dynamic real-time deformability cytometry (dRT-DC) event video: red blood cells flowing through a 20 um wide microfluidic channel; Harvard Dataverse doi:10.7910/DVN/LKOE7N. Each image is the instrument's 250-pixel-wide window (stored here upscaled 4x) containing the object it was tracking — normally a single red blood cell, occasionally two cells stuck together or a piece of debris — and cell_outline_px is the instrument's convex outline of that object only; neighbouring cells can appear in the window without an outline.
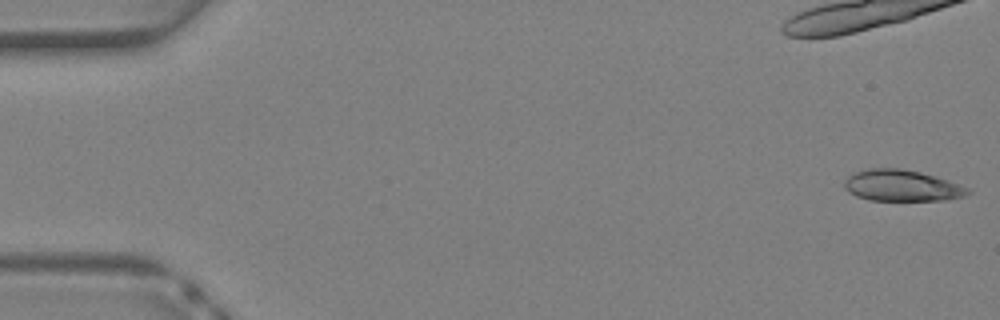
{"species": "Egyptian fruit bat (a non-hibernating species)", "species_latin": "Rousettus aegyptiacus", "temperature_condition": "warm", "stored_images_in_passage": 37, "camera_frame_rate_fps": 3000, "um_per_image_px": 0.085, "animal": {"sex": "female"}, "frame": {"image": 1, "passage_image": 1, "time_ms": 0.0, "image_size_px": [1000, 320], "cell_outline_px": [[972, 192], [964, 196], [944, 200], [868, 200], [856, 196], [848, 192], [844, 188], [844, 180], [848, 176], [856, 172], [868, 168], [900, 168], [920, 172], [936, 176], [948, 180], [968, 188]], "centroid_in_image_um": [76.63, 15.77], "position_along_channel_um": 8.4, "area_um2": 22.54}}